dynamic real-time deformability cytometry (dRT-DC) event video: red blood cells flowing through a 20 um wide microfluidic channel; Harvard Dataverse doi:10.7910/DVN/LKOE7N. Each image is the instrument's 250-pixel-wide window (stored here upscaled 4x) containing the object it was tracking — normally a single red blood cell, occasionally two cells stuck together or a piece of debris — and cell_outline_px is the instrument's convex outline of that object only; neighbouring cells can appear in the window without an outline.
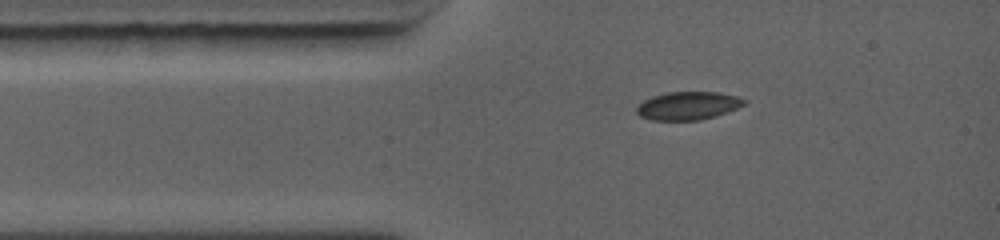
{"species": "common noctule bat (a hibernating species)", "species_latin": "Nyctalus noctula", "temperature_condition": "warm", "stored_images_in_passage": 2, "camera_frame_rate_fps": 5000, "um_per_image_px": 0.085, "animal": {"sex": "female", "body_mass_g": 19.0, "forearm_length_mm": 56.7}, "frame": {"image": 1, "passage_image": 1, "time_ms": 0.0, "image_size_px": [1000, 240], "cell_outline_px": [[748, 100], [744, 104], [728, 112], [716, 116], [700, 120], [652, 120], [640, 116], [636, 112], [636, 108], [644, 100], [652, 96], [668, 92], [720, 92], [736, 96]], "centroid_in_image_um": [58.49, 8.98], "position_along_channel_um": 26.5, "area_um2": 17.63}}